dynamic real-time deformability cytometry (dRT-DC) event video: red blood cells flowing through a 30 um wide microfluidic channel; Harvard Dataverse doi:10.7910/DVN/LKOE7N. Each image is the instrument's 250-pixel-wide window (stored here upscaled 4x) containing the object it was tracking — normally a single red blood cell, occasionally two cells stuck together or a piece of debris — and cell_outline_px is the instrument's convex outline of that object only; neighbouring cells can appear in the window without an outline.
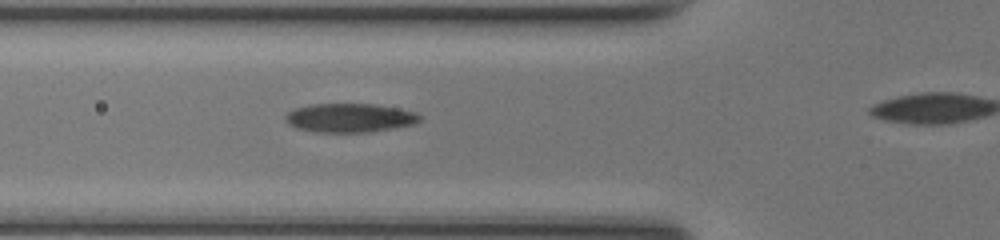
{"species": "common noctule bat (a hibernating species)", "species_latin": "Nyctalus noctula", "temperature_condition": "room temperature", "stored_images_in_passage": 37, "camera_frame_rate_fps": 3000, "um_per_image_px": 0.085, "animal": {"sex": "female", "body_mass_g": 17.0, "forearm_length_mm": 48.0}, "frame": {"image": 1, "passage_image": 13, "time_ms": 4.0, "image_size_px": [1000, 240], "cell_outline_px": [[420, 120], [416, 124], [372, 132], [316, 132], [296, 128], [288, 124], [284, 116], [288, 112], [296, 108], [312, 104], [376, 104], [416, 112], [420, 116]], "centroid_in_image_um": [29.73, 10.02], "position_along_channel_um": 96.1, "area_um2": 22.66}}
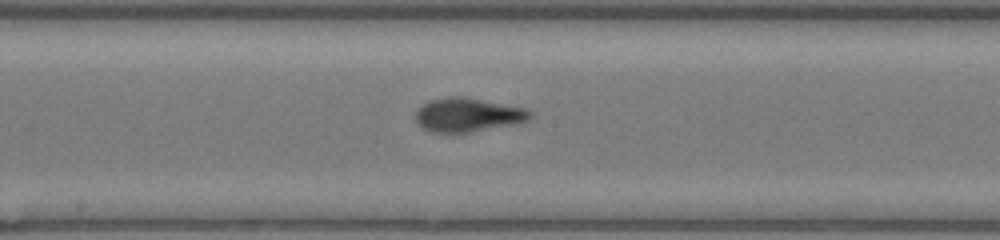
{"frame": {"image": 2, "passage_image": 21, "time_ms": 6.667, "image_size_px": [1000, 240], "cell_outline_px": [[532, 116], [528, 120], [516, 124], [468, 132], [432, 132], [424, 128], [416, 120], [416, 112], [424, 104], [432, 100], [448, 96], [464, 96], [524, 108], [532, 112]], "centroid_in_image_um": [39.8, 9.76], "position_along_channel_um": 208.4, "area_um2": 22.25}}
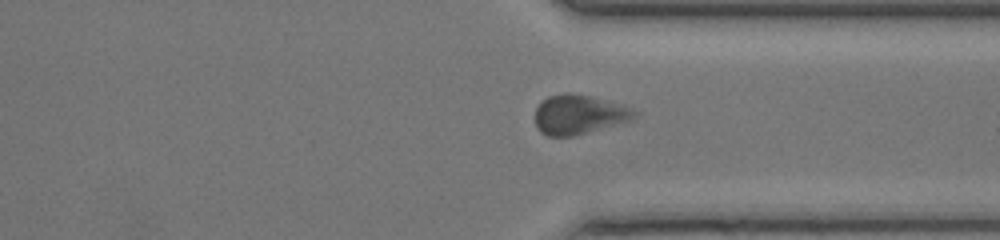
{"frame": {"image": 3, "passage_image": 32, "time_ms": 10.333, "image_size_px": [1000, 240], "cell_outline_px": [[636, 116], [632, 120], [572, 136], [548, 136], [540, 132], [536, 128], [536, 108], [548, 96], [568, 92], [592, 96], [628, 108], [636, 112]], "centroid_in_image_um": [49.15, 9.74], "position_along_channel_um": 362.2, "area_um2": 22.37}}